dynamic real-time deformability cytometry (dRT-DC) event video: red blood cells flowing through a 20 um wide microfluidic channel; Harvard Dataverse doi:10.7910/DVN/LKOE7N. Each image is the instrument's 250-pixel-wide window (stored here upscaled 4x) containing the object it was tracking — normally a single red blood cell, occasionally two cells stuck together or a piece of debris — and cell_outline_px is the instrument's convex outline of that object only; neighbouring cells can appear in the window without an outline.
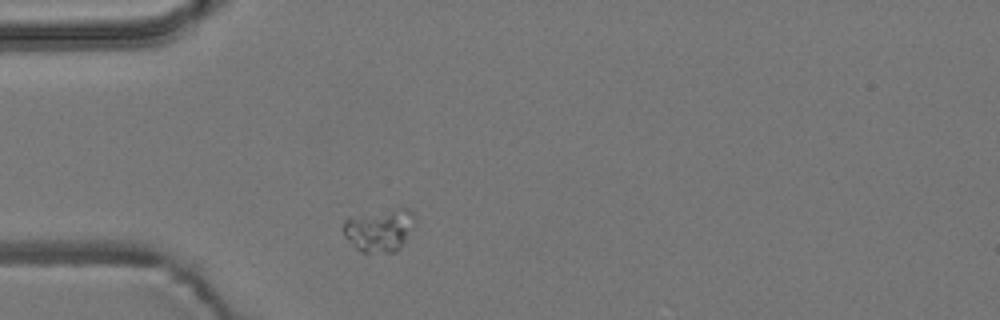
{"species": "common noctule bat (a hibernating species)", "species_latin": "Nyctalus noctula", "temperature_condition": "room temperature", "stored_images_in_passage": 6, "camera_frame_rate_fps": 3000, "um_per_image_px": 0.085, "animal": {"sex": "male", "body_mass_g": 19.2, "forearm_length_mm": 51.8}, "frame": {"image": 1, "passage_image": 6, "time_ms": 7.0, "image_size_px": [1000, 320], "cell_outline_px": [[416, 220], [400, 248], [396, 252], [360, 252], [344, 236], [344, 220], [348, 216], [400, 208], [408, 208], [416, 216]], "centroid_in_image_um": [32.25, 19.54], "position_along_channel_um": 52.8, "area_um2": 17.8}}